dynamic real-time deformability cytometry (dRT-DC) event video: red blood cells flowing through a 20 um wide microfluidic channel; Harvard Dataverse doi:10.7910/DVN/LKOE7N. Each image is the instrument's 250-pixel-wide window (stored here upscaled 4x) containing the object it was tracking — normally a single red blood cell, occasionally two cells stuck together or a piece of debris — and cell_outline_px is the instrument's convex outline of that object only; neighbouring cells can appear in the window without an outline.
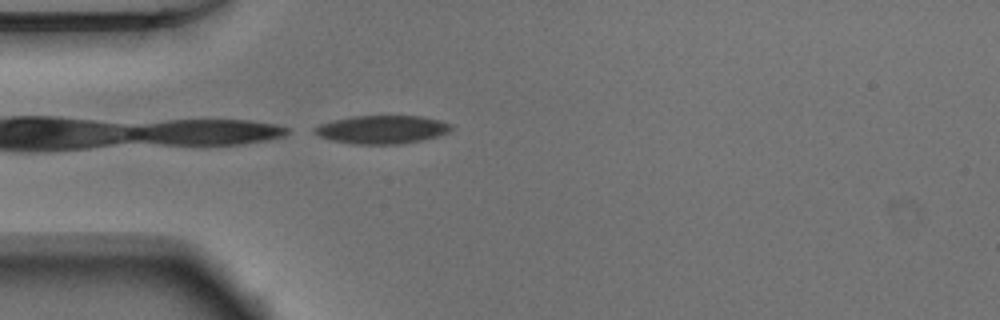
{"species": "Egyptian fruit bat (a non-hibernating species)", "species_latin": "Rousettus aegyptiacus", "temperature_condition": "warm", "stored_images_in_passage": 14, "camera_frame_rate_fps": 3000, "um_per_image_px": 0.085, "animal": {"sex": "male"}, "frame": {"image": 1, "passage_image": 1, "time_ms": 0.0, "image_size_px": [1000, 320], "cell_outline_px": [[452, 128], [448, 132], [436, 136], [420, 140], [400, 144], [356, 144], [332, 140], [320, 136], [312, 132], [312, 128], [320, 124], [352, 116], [420, 116], [440, 120], [452, 124]], "centroid_in_image_um": [32.46, 11.0], "position_along_channel_um": 52.5, "area_um2": 22.31}}
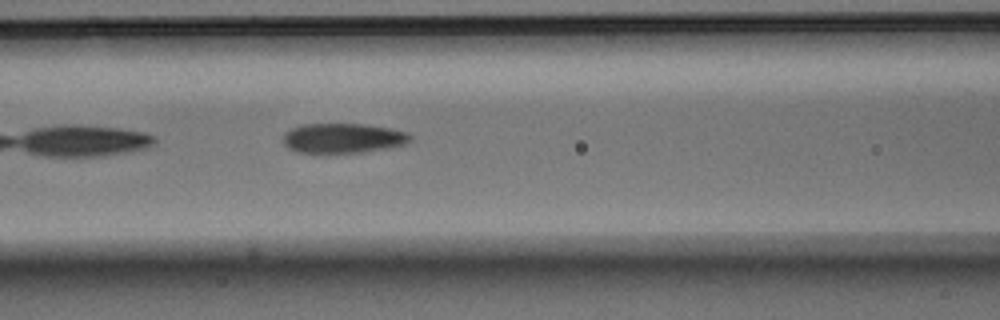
{"frame": {"image": 2, "passage_image": 8, "time_ms": 2.333, "image_size_px": [1000, 320], "cell_outline_px": [[412, 140], [404, 144], [364, 152], [296, 152], [288, 148], [284, 144], [284, 132], [300, 124], [364, 124], [392, 128], [408, 132], [412, 136]], "centroid_in_image_um": [29.16, 11.73], "position_along_channel_um": 137.4, "area_um2": 22.02}}
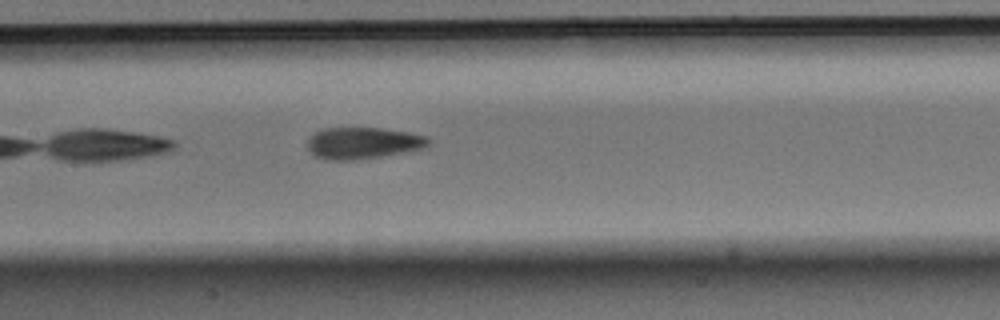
{"frame": {"image": 3, "passage_image": 11, "time_ms": 3.333, "image_size_px": [1000, 320], "cell_outline_px": [[428, 144], [424, 148], [404, 152], [356, 160], [328, 160], [316, 156], [308, 148], [308, 136], [324, 128], [380, 128], [408, 132], [428, 136]], "centroid_in_image_um": [30.84, 12.15], "position_along_channel_um": 176.6, "area_um2": 22.14}}